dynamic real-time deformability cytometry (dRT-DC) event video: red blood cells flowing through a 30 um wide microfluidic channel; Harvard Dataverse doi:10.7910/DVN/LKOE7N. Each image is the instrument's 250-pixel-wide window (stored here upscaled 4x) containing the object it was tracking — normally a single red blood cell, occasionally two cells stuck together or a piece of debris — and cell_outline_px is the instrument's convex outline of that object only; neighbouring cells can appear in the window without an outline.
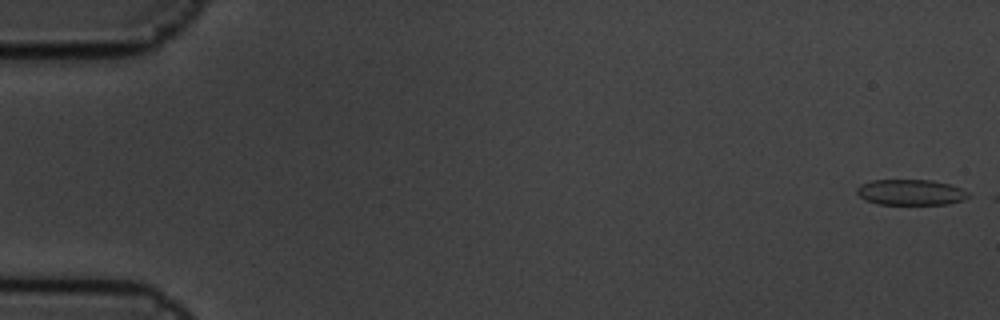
{"species": "common noctule bat (a hibernating species)", "species_latin": "Nyctalus noctula", "temperature_condition": "cold", "stored_images_in_passage": 7, "segment_of_instrument_passage": [2, 2], "camera_frame_rate_fps": 3000, "um_per_image_px": 0.085, "animal": {"sex": "male", "body_mass_g": 19.5, "forearm_length_mm": 54.6}, "frame": {"image": 1, "passage_image": 7, "time_ms": 2.0, "image_size_px": [1000, 320], "cell_outline_px": [[972, 196], [964, 200], [948, 204], [880, 204], [864, 200], [856, 192], [856, 188], [860, 184], [872, 180], [932, 180], [948, 184], [960, 188], [968, 192]], "centroid_in_image_um": [77.41, 16.35], "position_along_channel_um": 7.6, "area_um2": 16.76}}